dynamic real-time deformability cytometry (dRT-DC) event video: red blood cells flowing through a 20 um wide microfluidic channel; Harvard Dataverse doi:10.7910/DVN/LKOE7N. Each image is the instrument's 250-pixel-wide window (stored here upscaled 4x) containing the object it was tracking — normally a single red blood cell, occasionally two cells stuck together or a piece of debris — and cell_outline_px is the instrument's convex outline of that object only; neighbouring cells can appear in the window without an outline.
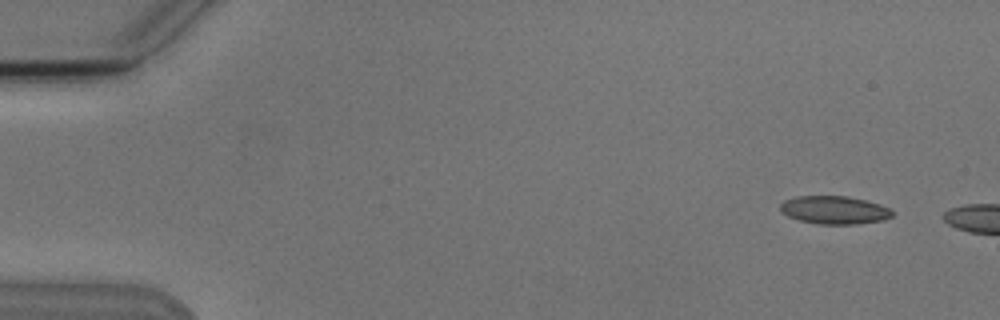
{"species": "Egyptian fruit bat (a non-hibernating species)", "species_latin": "Rousettus aegyptiacus", "temperature_condition": "cold", "stored_images_in_passage": 3, "camera_frame_rate_fps": 3000, "um_per_image_px": 0.085, "animal": {"sex": "male"}, "frame": {"image": 1, "passage_image": 1, "time_ms": 0.0, "image_size_px": [1000, 320], "cell_outline_px": [[892, 216], [884, 220], [856, 224], [816, 224], [800, 220], [788, 216], [780, 212], [780, 204], [784, 200], [796, 196], [848, 196], [880, 204], [888, 208], [892, 212]], "centroid_in_image_um": [70.89, 17.85], "position_along_channel_um": 14.1, "area_um2": 18.32}}